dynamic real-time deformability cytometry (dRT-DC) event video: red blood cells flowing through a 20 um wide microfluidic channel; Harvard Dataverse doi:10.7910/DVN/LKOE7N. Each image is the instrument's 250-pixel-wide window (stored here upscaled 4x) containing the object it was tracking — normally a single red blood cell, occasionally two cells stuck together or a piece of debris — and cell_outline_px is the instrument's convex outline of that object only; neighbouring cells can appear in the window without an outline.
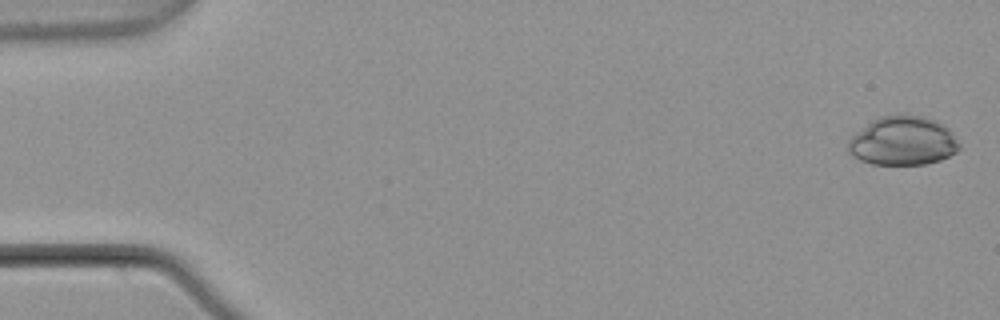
{"species": "common noctule bat (a hibernating species)", "species_latin": "Nyctalus noctula", "temperature_condition": "warm", "stored_images_in_passage": 4, "camera_frame_rate_fps": 3000, "um_per_image_px": 0.085, "animal": {"sex": "male", "body_mass_g": 21.5, "forearm_length_mm": 52.0}, "frame": {"image": 1, "passage_image": 1, "time_ms": 0.0, "image_size_px": [1000, 320], "cell_outline_px": [[960, 148], [956, 152], [940, 160], [924, 164], [872, 164], [860, 160], [848, 152], [848, 140], [856, 132], [872, 120], [880, 116], [904, 112], [924, 116], [936, 120], [944, 124], [952, 132], [960, 144]], "centroid_in_image_um": [76.75, 11.94], "position_along_channel_um": 8.2, "area_um2": 32.14}}